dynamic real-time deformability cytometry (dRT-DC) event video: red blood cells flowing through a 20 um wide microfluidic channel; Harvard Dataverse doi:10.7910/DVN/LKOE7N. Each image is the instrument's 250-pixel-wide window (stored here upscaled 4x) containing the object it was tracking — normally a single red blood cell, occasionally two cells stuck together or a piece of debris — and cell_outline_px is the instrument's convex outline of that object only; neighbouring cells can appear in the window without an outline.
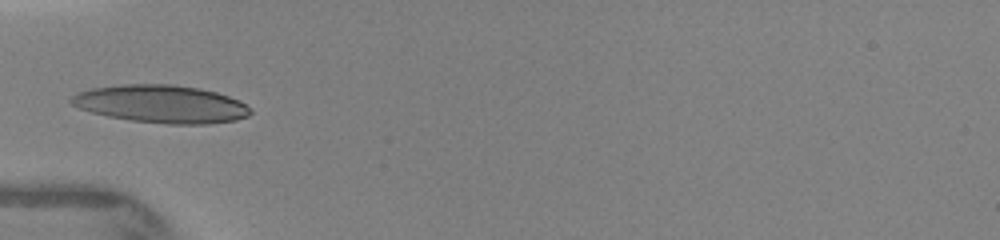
{"species": "human", "species_latin": "Homo sapiens", "temperature_condition": "warm", "stored_images_in_passage": 6, "camera_frame_rate_fps": 3000, "um_per_image_px": 0.085, "donor": {"sex": "female"}, "frame": {"image": 1, "passage_image": 1, "time_ms": 0.0, "image_size_px": [1000, 240], "cell_outline_px": [[252, 112], [248, 116], [236, 120], [208, 124], [168, 124], [132, 120], [108, 116], [92, 112], [80, 108], [72, 104], [68, 100], [76, 92], [92, 88], [120, 84], [176, 84], [200, 88], [216, 92], [228, 96], [244, 104]], "centroid_in_image_um": [13.68, 8.83], "position_along_channel_um": 71.3, "area_um2": 39.42}}
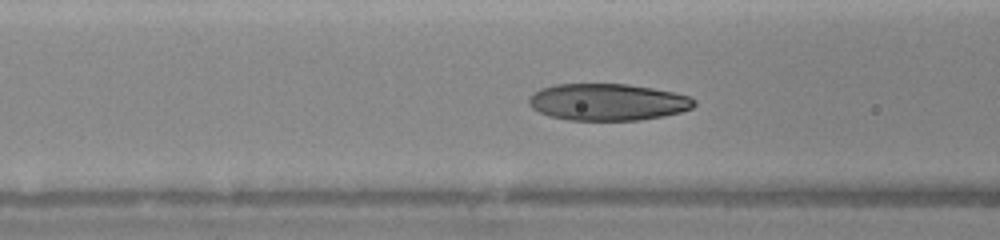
{"frame": {"image": 2, "passage_image": 3, "time_ms": 1.0, "image_size_px": [1000, 240], "cell_outline_px": [[696, 104], [692, 108], [680, 112], [664, 116], [640, 120], [568, 120], [548, 116], [532, 108], [528, 104], [528, 96], [532, 92], [540, 88], [556, 84], [628, 84], [652, 88], [692, 96], [696, 100]], "centroid_in_image_um": [51.63, 8.67], "position_along_channel_um": 115.0, "area_um2": 35.84}}
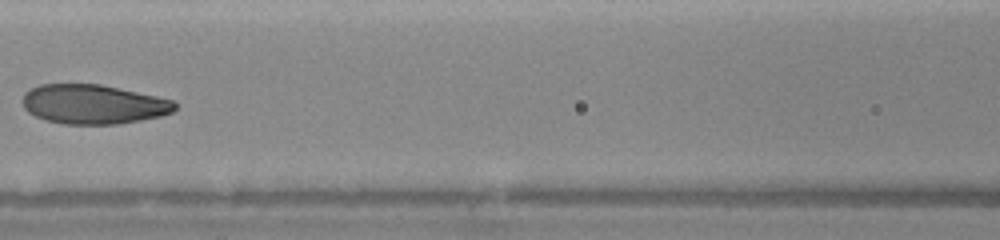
{"frame": {"image": 3, "passage_image": 5, "time_ms": 2.0, "image_size_px": [1000, 240], "cell_outline_px": [[176, 108], [172, 112], [160, 116], [140, 120], [116, 124], [64, 124], [44, 120], [28, 112], [24, 108], [24, 92], [40, 84], [100, 84], [156, 96], [172, 100], [176, 104]], "centroid_in_image_um": [7.92, 8.86], "position_along_channel_um": 158.7, "area_um2": 34.8}}